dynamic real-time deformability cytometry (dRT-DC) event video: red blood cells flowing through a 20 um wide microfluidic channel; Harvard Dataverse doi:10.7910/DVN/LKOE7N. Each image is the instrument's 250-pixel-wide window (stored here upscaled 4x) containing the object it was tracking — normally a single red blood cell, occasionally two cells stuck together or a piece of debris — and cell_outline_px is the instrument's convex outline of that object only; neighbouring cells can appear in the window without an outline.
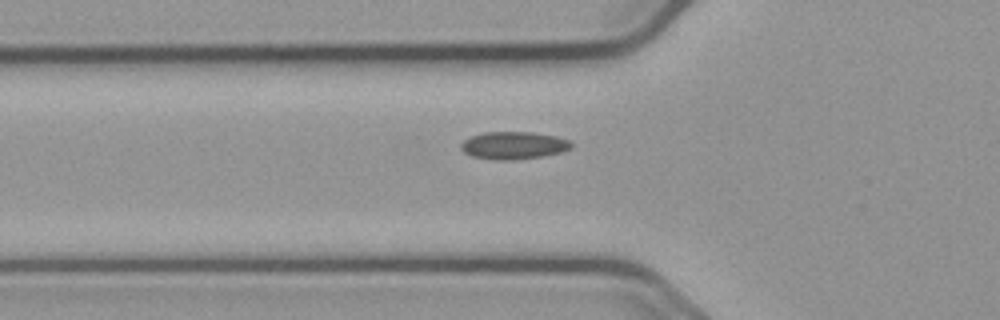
{"species": "common noctule bat (a hibernating species)", "species_latin": "Nyctalus noctula", "temperature_condition": "cold", "stored_images_in_passage": 36, "camera_frame_rate_fps": 3000, "um_per_image_px": 0.085, "animal": {"sex": "male", "body_mass_g": 23.1, "forearm_length_mm": 52.7}, "frame": {"image": 1, "passage_image": 5, "time_ms": 1.333, "image_size_px": [1000, 320], "cell_outline_px": [[572, 148], [560, 152], [540, 156], [512, 160], [496, 160], [472, 156], [464, 152], [460, 148], [460, 144], [464, 140], [472, 136], [484, 132], [532, 132], [556, 136], [568, 140], [572, 144]], "centroid_in_image_um": [43.63, 12.35], "position_along_channel_um": 82.2, "area_um2": 17.57}}
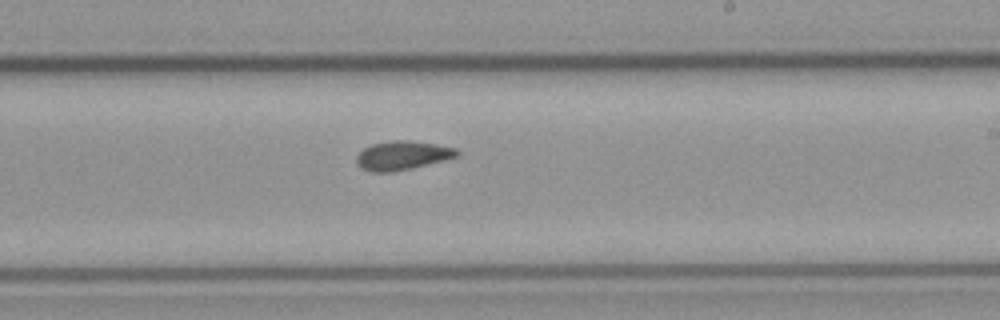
{"frame": {"image": 2, "passage_image": 19, "time_ms": 6.0, "image_size_px": [1000, 320], "cell_outline_px": [[460, 152], [456, 156], [412, 168], [392, 172], [372, 172], [360, 168], [356, 164], [356, 156], [364, 148], [372, 144], [392, 140], [404, 140], [436, 144], [456, 148]], "centroid_in_image_um": [34.14, 13.21], "position_along_channel_um": 254.9, "area_um2": 16.76}}
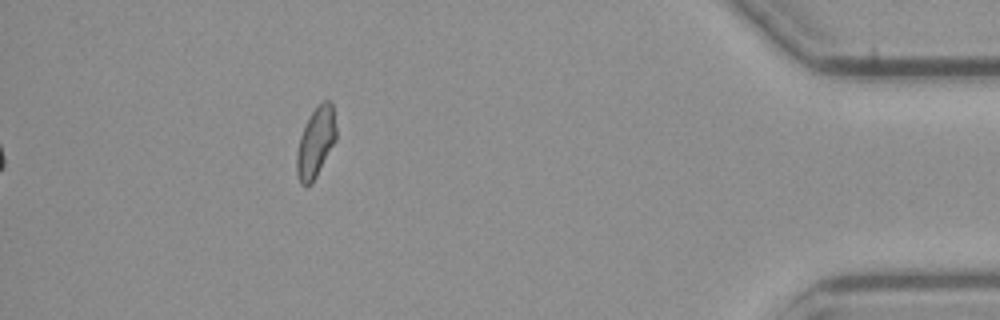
{"frame": {"image": 3, "passage_image": 36, "time_ms": 11.667, "image_size_px": [1000, 320], "cell_outline_px": [[336, 140], [312, 184], [300, 184], [296, 172], [296, 152], [300, 136], [312, 112], [324, 100], [328, 100], [332, 104], [336, 128]], "centroid_in_image_um": [26.83, 12.13], "position_along_channel_um": 408.4, "area_um2": 15.9}, "authors_computed_cell_mechanics": {"area_um2": 16.5597, "velocity_mm_per_s": 3.6746, "shape_relaxation_time_tau1_ms": null, "shape_relaxation_time_tau2_ms": 2.5116, "deformation_change_tau1": null, "deformation_change_tau2": 0.0686}}